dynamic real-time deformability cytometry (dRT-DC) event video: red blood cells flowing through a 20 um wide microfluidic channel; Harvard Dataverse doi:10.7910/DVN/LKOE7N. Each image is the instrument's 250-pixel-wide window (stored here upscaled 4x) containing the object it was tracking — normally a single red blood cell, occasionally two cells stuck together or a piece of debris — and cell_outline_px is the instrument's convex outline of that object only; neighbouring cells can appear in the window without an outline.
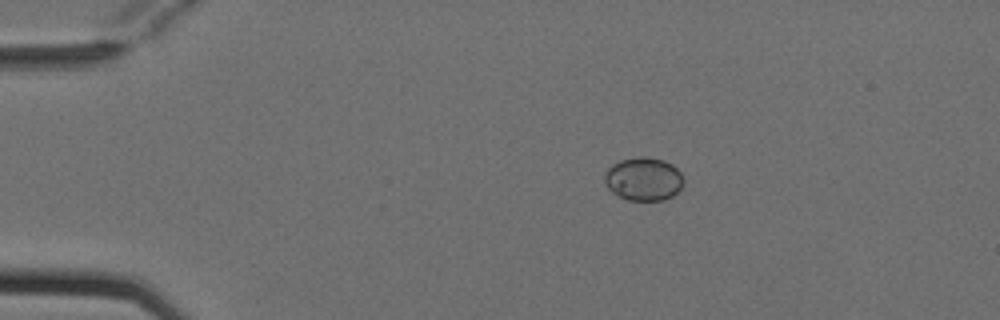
{"species": "Egyptian fruit bat (a non-hibernating species)", "species_latin": "Rousettus aegyptiacus", "temperature_condition": "cold", "stored_images_in_passage": 7, "camera_frame_rate_fps": 3000, "um_per_image_px": 0.085, "animal": {"sex": "female"}, "frame": {"image": 1, "passage_image": 2, "time_ms": 0.333, "image_size_px": [1000, 320], "cell_outline_px": [[684, 184], [672, 196], [664, 200], [628, 200], [612, 192], [608, 188], [604, 180], [604, 172], [612, 164], [620, 160], [640, 156], [648, 156], [664, 160], [672, 164], [680, 172], [684, 180]], "centroid_in_image_um": [54.7, 15.2], "position_along_channel_um": 30.3, "area_um2": 20.06}}
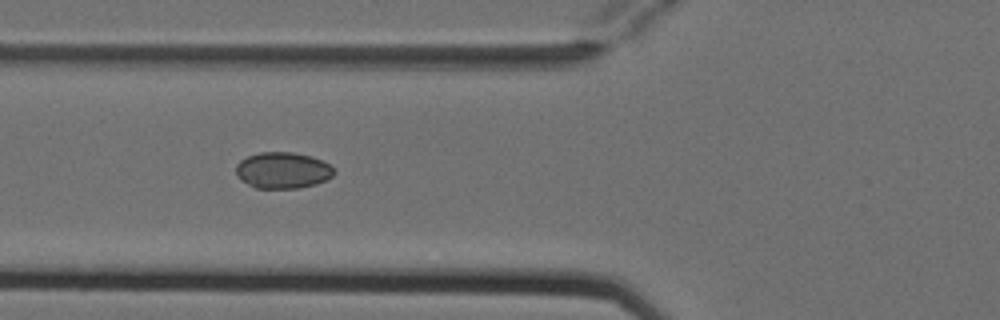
{"frame": {"image": 2, "passage_image": 5, "time_ms": 1.333, "image_size_px": [1000, 320], "cell_outline_px": [[336, 172], [332, 176], [316, 184], [300, 188], [256, 188], [240, 180], [236, 172], [236, 164], [240, 160], [248, 156], [260, 152], [292, 152], [312, 156], [328, 164]], "centroid_in_image_um": [24.01, 14.48], "position_along_channel_um": 101.8, "area_um2": 20.69}}
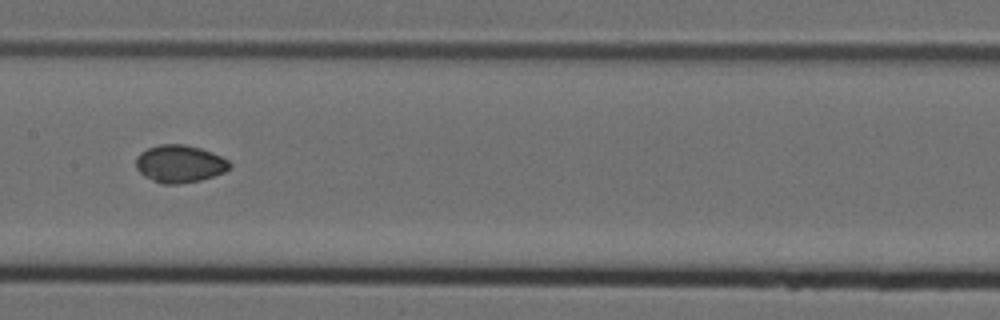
{"frame": {"image": 3, "passage_image": 7, "time_ms": 2.0, "image_size_px": [1000, 320], "cell_outline_px": [[232, 164], [224, 172], [200, 180], [176, 184], [160, 184], [144, 176], [136, 168], [136, 156], [140, 152], [148, 148], [160, 144], [184, 144], [200, 148], [212, 152], [228, 160]], "centroid_in_image_um": [15.25, 13.92], "position_along_channel_um": 192.2, "area_um2": 20.46}}